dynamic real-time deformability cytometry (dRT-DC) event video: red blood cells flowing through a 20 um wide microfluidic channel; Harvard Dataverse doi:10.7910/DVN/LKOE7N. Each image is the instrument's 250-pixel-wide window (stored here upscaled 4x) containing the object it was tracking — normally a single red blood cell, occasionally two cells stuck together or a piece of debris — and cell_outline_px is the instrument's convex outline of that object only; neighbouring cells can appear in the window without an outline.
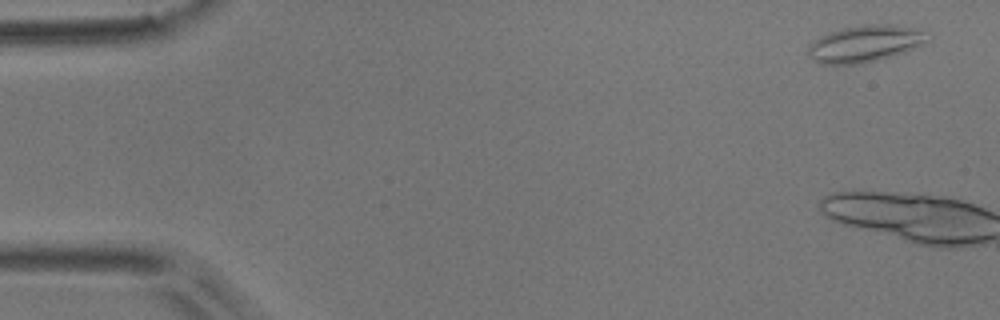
{"species": "common noctule bat (a hibernating species)", "species_latin": "Nyctalus noctula", "temperature_condition": "room temperature", "stored_images_in_passage": 6, "camera_frame_rate_fps": 3000, "um_per_image_px": 0.085, "animal": {"sex": "male", "body_mass_g": 17.9}, "frame": {"image": 1, "passage_image": 1, "time_ms": 0.0, "image_size_px": [1000, 320], "cell_outline_px": [[932, 40], [924, 44], [904, 52], [892, 56], [860, 64], [824, 64], [812, 60], [808, 56], [808, 48], [820, 36], [828, 32], [860, 24], [896, 24], [912, 28], [920, 32]], "centroid_in_image_um": [73.51, 3.71], "position_along_channel_um": 11.5, "area_um2": 25.43}}